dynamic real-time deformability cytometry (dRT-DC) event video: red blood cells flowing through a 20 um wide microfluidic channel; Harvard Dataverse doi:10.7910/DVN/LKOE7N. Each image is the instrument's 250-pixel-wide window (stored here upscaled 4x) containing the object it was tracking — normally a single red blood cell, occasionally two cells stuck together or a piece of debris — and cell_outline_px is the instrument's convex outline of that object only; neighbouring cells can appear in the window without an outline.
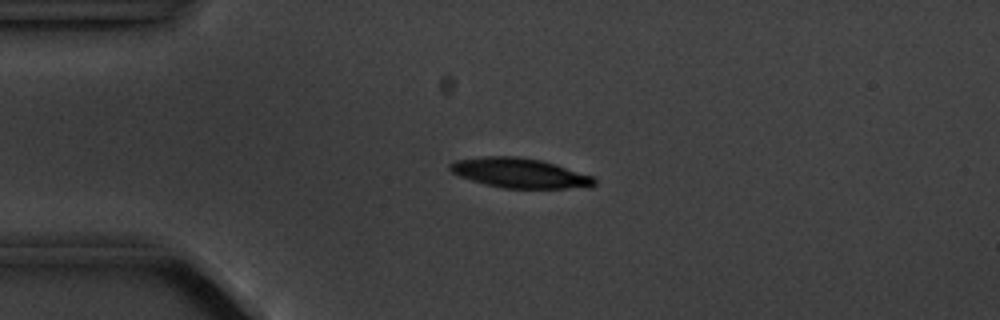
{"species": "common noctule bat (a hibernating species)", "species_latin": "Nyctalus noctula", "temperature_condition": "cold", "stored_images_in_passage": 4, "camera_frame_rate_fps": 3000, "um_per_image_px": 0.085, "animal": {"sex": "male", "body_mass_g": 20.1, "forearm_length_mm": 53.5}, "frame": {"image": 1, "passage_image": 3, "time_ms": 2.333, "image_size_px": [1000, 320], "cell_outline_px": [[596, 184], [592, 188], [504, 188], [484, 184], [460, 176], [452, 172], [448, 168], [448, 164], [456, 160], [488, 156], [516, 156], [540, 160], [592, 176], [596, 180]], "centroid_in_image_um": [44.18, 14.72], "position_along_channel_um": 40.8, "area_um2": 24.85}}